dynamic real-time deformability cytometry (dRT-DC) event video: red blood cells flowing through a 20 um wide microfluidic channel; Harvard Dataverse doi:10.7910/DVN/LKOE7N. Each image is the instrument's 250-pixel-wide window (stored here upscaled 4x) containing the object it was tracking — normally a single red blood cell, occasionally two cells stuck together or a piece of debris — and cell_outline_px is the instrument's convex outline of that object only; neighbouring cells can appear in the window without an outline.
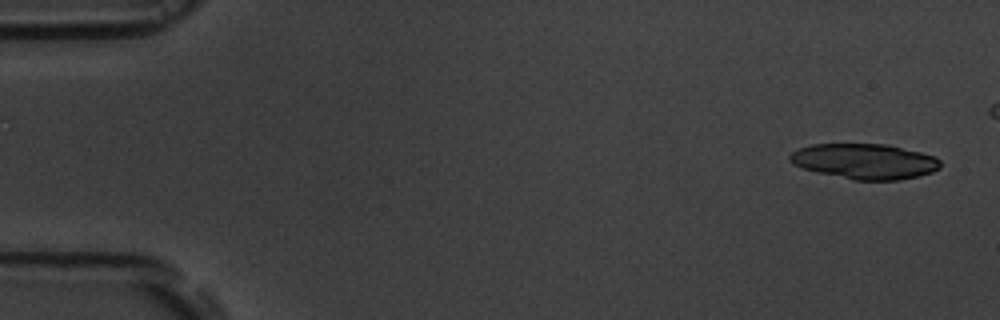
{"species": "common noctule bat (a hibernating species)", "species_latin": "Nyctalus noctula", "temperature_condition": "room temperature", "stored_images_in_passage": 5, "segment_of_instrument_passage": [1, 2], "camera_frame_rate_fps": 3000, "um_per_image_px": 0.085, "animal": {"sex": "male", "body_mass_g": 19.5, "forearm_length_mm": 54.6}, "frame": {"image": 1, "passage_image": 1, "time_ms": 0.0, "image_size_px": [1000, 320], "cell_outline_px": [[940, 168], [932, 172], [900, 180], [852, 180], [816, 172], [792, 164], [788, 160], [788, 156], [792, 152], [800, 148], [812, 144], [888, 144], [936, 156], [940, 160]], "centroid_in_image_um": [73.49, 13.71], "position_along_channel_um": 11.5, "area_um2": 31.1}}